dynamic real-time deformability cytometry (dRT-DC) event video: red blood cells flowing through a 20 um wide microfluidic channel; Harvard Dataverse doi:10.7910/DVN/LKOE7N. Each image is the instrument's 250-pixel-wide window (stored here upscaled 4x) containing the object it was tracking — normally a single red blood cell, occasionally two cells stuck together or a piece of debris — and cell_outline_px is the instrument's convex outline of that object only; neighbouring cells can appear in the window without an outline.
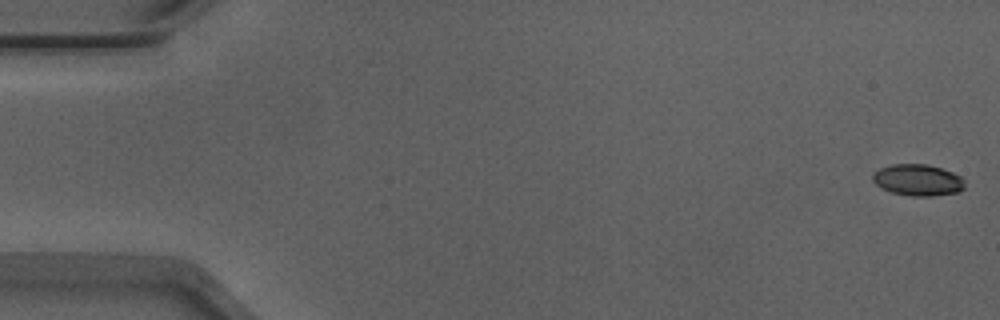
{"species": "Egyptian fruit bat (a non-hibernating species)", "species_latin": "Rousettus aegyptiacus", "temperature_condition": "warm", "stored_images_in_passage": 53, "camera_frame_rate_fps": 3000, "um_per_image_px": 0.085, "animal": {"sex": "male"}, "frame": {"image": 1, "passage_image": 1, "time_ms": 0.0, "image_size_px": [1000, 320], "cell_outline_px": [[964, 188], [956, 192], [932, 196], [912, 196], [892, 192], [876, 184], [872, 180], [872, 176], [880, 168], [892, 164], [928, 164], [952, 172], [960, 176], [964, 180]], "centroid_in_image_um": [78.02, 15.29], "position_along_channel_um": 7.0, "area_um2": 16.65}}
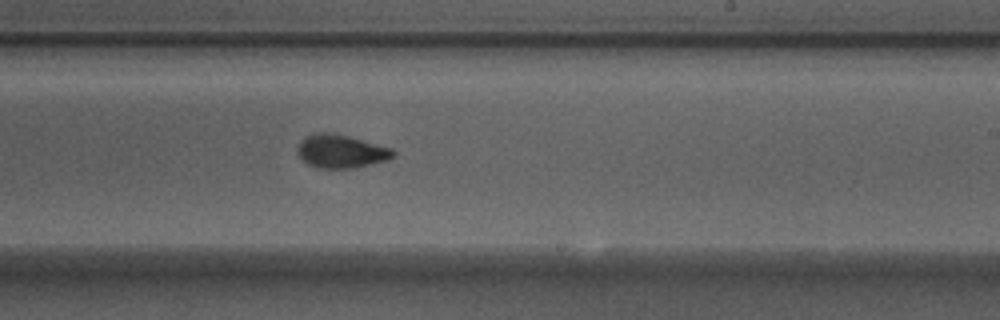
{"frame": {"image": 2, "passage_image": 32, "time_ms": 10.333, "image_size_px": [1000, 320], "cell_outline_px": [[396, 156], [388, 160], [352, 168], [320, 168], [308, 164], [296, 152], [296, 148], [300, 140], [304, 136], [316, 132], [332, 132], [348, 136], [392, 148], [396, 152]], "centroid_in_image_um": [28.97, 12.84], "position_along_channel_um": 260.0, "area_um2": 18.73}}
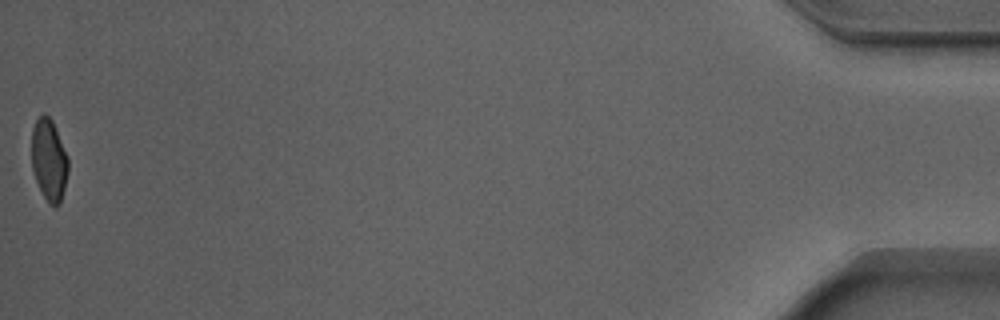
{"frame": {"image": 3, "passage_image": 53, "time_ms": 17.333, "image_size_px": [1000, 320], "cell_outline_px": [[68, 172], [60, 204], [56, 208], [48, 204], [36, 180], [32, 168], [32, 128], [36, 120], [44, 112], [52, 120], [68, 156]], "centroid_in_image_um": [4.17, 13.61], "position_along_channel_um": 431.0, "area_um2": 17.46}, "authors_computed_cell_mechanics": {"area_um2": 18.207, "velocity_mm_per_s": 3.9147, "shape_relaxation_time_tau1_ms": 4.1932, "shape_relaxation_time_tau2_ms": 0.6236, "deformation_change_tau1": 0.1506, "deformation_change_tau2": 0.0524}}